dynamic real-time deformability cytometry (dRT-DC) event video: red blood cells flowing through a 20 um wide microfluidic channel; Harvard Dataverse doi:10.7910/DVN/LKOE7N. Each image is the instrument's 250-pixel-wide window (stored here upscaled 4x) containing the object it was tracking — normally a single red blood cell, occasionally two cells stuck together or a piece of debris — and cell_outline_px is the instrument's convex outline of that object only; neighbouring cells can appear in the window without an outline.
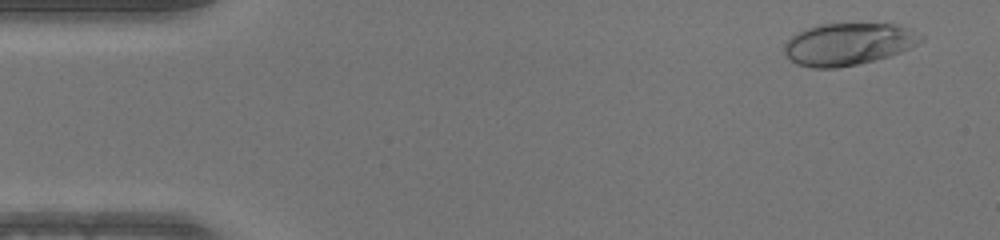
{"species": "human", "species_latin": "Homo sapiens", "temperature_condition": "warm", "stored_images_in_passage": 49, "camera_frame_rate_fps": 3000, "um_per_image_px": 0.085, "donor": {"sex": "male"}, "frame": {"image": 1, "passage_image": 3, "time_ms": 0.667, "image_size_px": [1000, 240], "cell_outline_px": [[924, 40], [900, 52], [888, 56], [856, 64], [836, 68], [812, 68], [796, 64], [784, 52], [784, 44], [796, 32], [816, 24], [896, 24], [912, 28], [924, 36]], "centroid_in_image_um": [72.1, 3.73], "position_along_channel_um": 12.9, "area_um2": 33.52}}
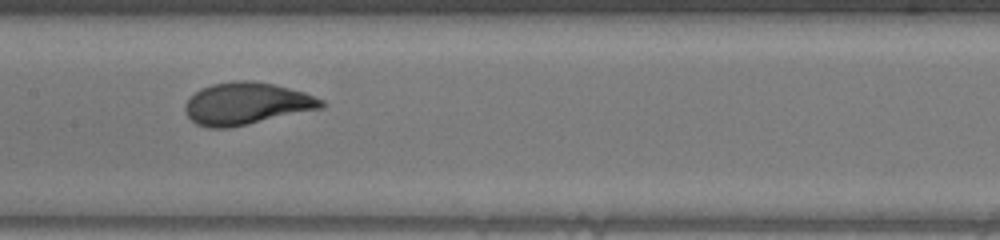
{"frame": {"image": 2, "passage_image": 24, "time_ms": 7.667, "image_size_px": [1000, 240], "cell_outline_px": [[328, 104], [324, 108], [248, 124], [228, 128], [208, 128], [196, 124], [184, 112], [184, 104], [200, 88], [212, 84], [236, 80], [252, 80], [272, 84], [304, 92], [324, 100]], "centroid_in_image_um": [20.97, 8.81], "position_along_channel_um": 186.4, "area_um2": 33.58}}
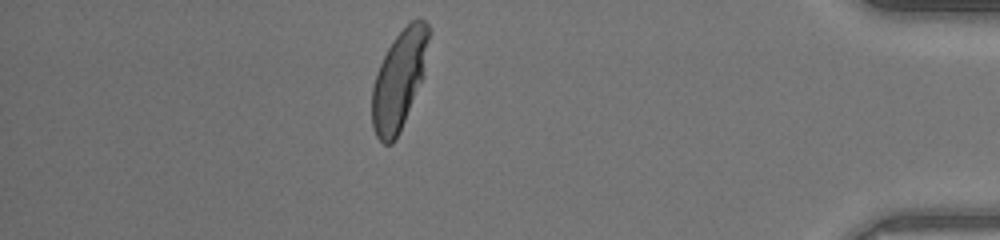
{"frame": {"image": 3, "passage_image": 43, "time_ms": 14.0, "image_size_px": [1000, 240], "cell_outline_px": [[428, 40], [424, 76], [400, 132], [396, 140], [392, 144], [384, 144], [376, 136], [372, 128], [372, 84], [376, 72], [388, 48], [396, 36], [416, 16], [424, 20], [428, 24]], "centroid_in_image_um": [33.91, 6.82], "position_along_channel_um": 401.3, "area_um2": 32.66}}